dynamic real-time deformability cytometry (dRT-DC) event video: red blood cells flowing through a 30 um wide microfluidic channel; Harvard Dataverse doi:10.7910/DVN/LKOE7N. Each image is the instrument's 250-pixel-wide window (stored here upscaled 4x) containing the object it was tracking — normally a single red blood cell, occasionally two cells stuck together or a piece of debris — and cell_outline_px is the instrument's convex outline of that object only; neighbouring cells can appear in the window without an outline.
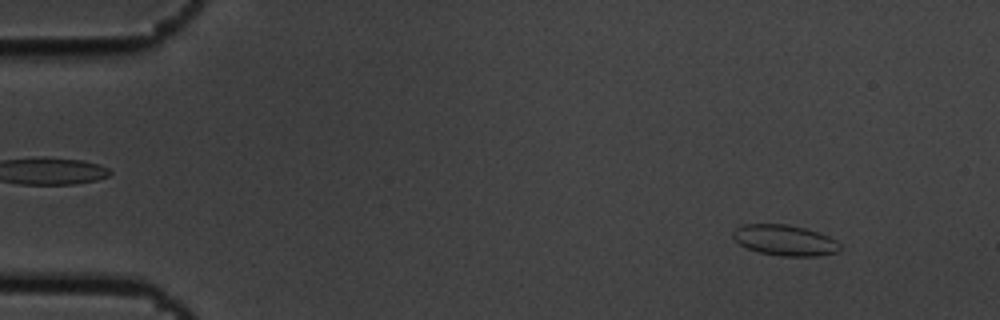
{"species": "common noctule bat (a hibernating species)", "species_latin": "Nyctalus noctula", "temperature_condition": "cold", "stored_images_in_passage": 55, "camera_frame_rate_fps": 3000, "um_per_image_px": 0.085, "animal": {"sex": "male", "body_mass_g": 19.5, "forearm_length_mm": 54.6}, "frame": {"image": 1, "passage_image": 6, "time_ms": 1.667, "image_size_px": [1000, 320], "cell_outline_px": [[840, 248], [836, 252], [820, 256], [780, 256], [760, 252], [748, 248], [740, 244], [732, 236], [732, 232], [736, 228], [744, 224], [788, 224], [804, 228], [828, 236], [836, 240], [840, 244]], "centroid_in_image_um": [66.71, 20.42], "position_along_channel_um": 18.3, "area_um2": 19.02}}
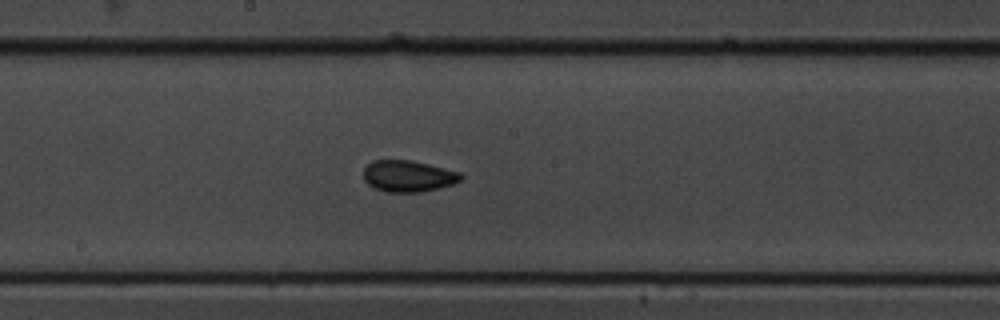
{"frame": {"image": 2, "passage_image": 30, "time_ms": 9.667, "image_size_px": [1000, 320], "cell_outline_px": [[464, 176], [460, 180], [452, 184], [440, 188], [420, 192], [384, 192], [372, 188], [364, 180], [364, 168], [372, 160], [412, 160], [460, 172]], "centroid_in_image_um": [34.67, 14.97], "position_along_channel_um": 213.5, "area_um2": 17.98}}
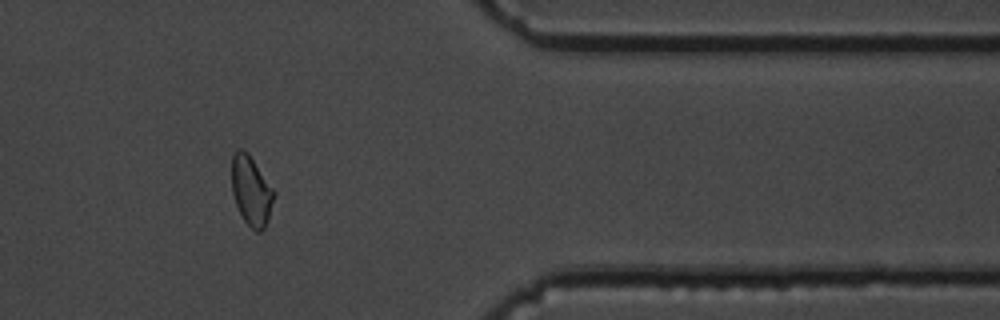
{"frame": {"image": 3, "passage_image": 46, "time_ms": 15.0, "image_size_px": [1000, 320], "cell_outline_px": [[276, 192], [268, 220], [264, 228], [260, 232], [256, 232], [244, 220], [236, 204], [232, 192], [232, 156], [236, 148], [244, 148], [248, 152]], "centroid_in_image_um": [21.36, 16.18], "position_along_channel_um": 390.0, "area_um2": 17.22}, "authors_computed_cell_mechanics": {"area_um2": 17.8024, "velocity_mm_per_s": 3.6518, "shape_relaxation_time_tau1_ms": 2.0873, "shape_relaxation_time_tau2_ms": 1.8475, "deformation_change_tau1": 0.0857, "deformation_change_tau2": 0.0695}}